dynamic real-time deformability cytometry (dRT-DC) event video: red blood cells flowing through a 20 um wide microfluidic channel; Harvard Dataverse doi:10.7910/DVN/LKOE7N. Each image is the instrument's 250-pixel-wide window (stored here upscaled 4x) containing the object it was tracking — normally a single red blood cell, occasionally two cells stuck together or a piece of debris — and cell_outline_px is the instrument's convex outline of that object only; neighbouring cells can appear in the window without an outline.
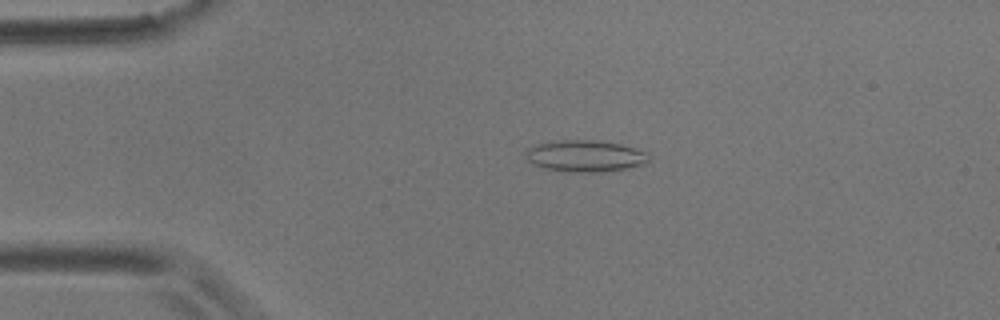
{"species": "common noctule bat (a hibernating species)", "species_latin": "Nyctalus noctula", "temperature_condition": "room temperature", "stored_images_in_passage": 2, "camera_frame_rate_fps": 3000, "um_per_image_px": 0.085, "animal": {"sex": "male", "body_mass_g": 17.9}, "frame": {"image": 1, "passage_image": 1, "time_ms": 0.0, "image_size_px": [1000, 320], "cell_outline_px": [[648, 164], [628, 168], [604, 172], [572, 172], [544, 168], [532, 164], [528, 160], [528, 148], [536, 144], [556, 140], [596, 140], [620, 144], [636, 148], [648, 152]], "centroid_in_image_um": [49.8, 13.26], "position_along_channel_um": 35.2, "area_um2": 22.77}}